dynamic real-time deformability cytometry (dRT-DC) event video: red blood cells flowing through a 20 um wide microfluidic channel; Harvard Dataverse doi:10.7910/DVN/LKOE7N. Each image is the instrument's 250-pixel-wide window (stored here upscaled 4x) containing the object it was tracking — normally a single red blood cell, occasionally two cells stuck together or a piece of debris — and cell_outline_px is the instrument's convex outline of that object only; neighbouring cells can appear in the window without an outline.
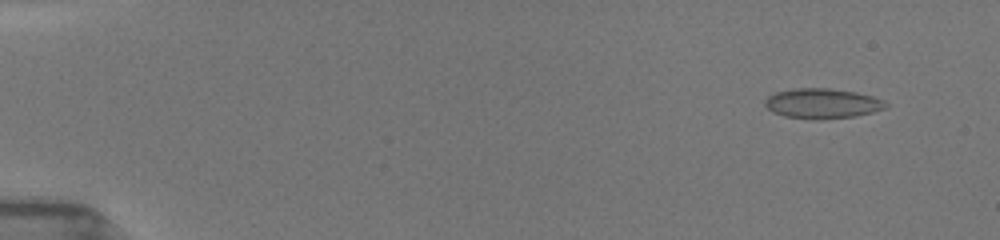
{"species": "common noctule bat (a hibernating species)", "species_latin": "Nyctalus noctula", "temperature_condition": "room temperature", "stored_images_in_passage": 70, "camera_frame_rate_fps": 3000, "um_per_image_px": 0.085, "animal": {"sex": "female", "body_mass_g": 19.5, "forearm_length_mm": 54.1}, "frame": {"image": 1, "passage_image": 6, "time_ms": 1.0, "image_size_px": [1000, 240], "cell_outline_px": [[888, 104], [884, 108], [872, 112], [852, 116], [820, 120], [816, 120], [784, 116], [772, 112], [764, 104], [764, 100], [768, 96], [776, 92], [792, 88], [828, 88], [856, 92], [872, 96], [884, 100]], "centroid_in_image_um": [69.86, 8.79], "position_along_channel_um": 15.1, "area_um2": 21.15}}
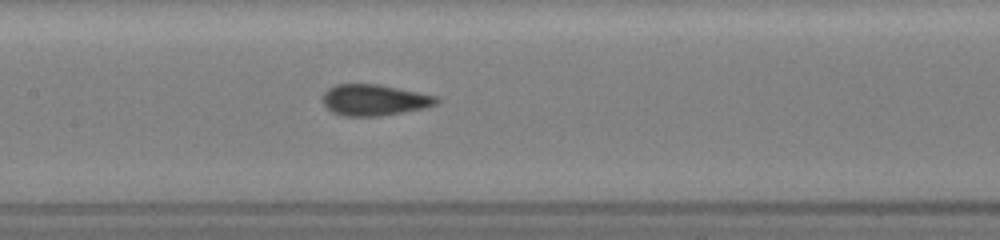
{"frame": {"image": 2, "passage_image": 39, "time_ms": 8.333, "image_size_px": [1000, 240], "cell_outline_px": [[440, 100], [436, 104], [424, 108], [380, 116], [344, 116], [332, 112], [320, 100], [320, 96], [328, 88], [336, 84], [380, 84], [436, 96]], "centroid_in_image_um": [31.76, 8.49], "position_along_channel_um": 175.6, "area_um2": 20.75}}
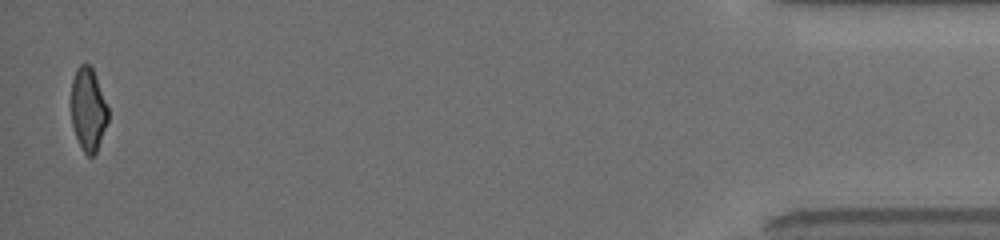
{"frame": {"image": 3, "passage_image": 70, "time_ms": 16.667, "image_size_px": [1000, 240], "cell_outline_px": [[108, 120], [96, 152], [92, 156], [88, 156], [84, 152], [76, 136], [72, 124], [72, 80], [76, 68], [80, 64], [88, 64], [92, 68], [96, 76], [108, 108]], "centroid_in_image_um": [7.5, 9.28], "position_along_channel_um": 427.7, "area_um2": 17.57}, "authors_computed_cell_mechanics": {"area_um2": 20.2878, "velocity_mm_per_s": 3.9872, "shape_relaxation_time_tau1_ms": 6.3766, "shape_relaxation_time_tau2_ms": 1.052, "deformation_change_tau1": 0.1555, "deformation_change_tau2": 0.0578}}